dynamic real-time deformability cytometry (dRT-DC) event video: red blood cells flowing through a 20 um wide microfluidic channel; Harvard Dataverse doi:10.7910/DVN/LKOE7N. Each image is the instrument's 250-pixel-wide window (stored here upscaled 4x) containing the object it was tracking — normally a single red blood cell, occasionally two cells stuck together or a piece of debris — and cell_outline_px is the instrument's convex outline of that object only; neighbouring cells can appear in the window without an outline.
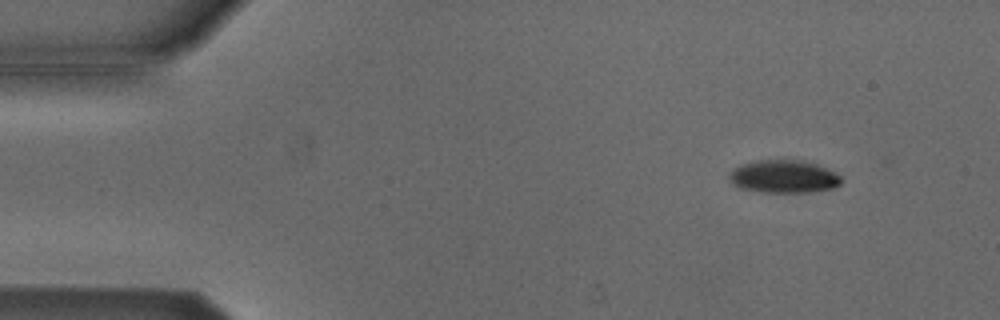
{"species": "Egyptian fruit bat (a non-hibernating species)", "species_latin": "Rousettus aegyptiacus", "temperature_condition": "cold", "stored_images_in_passage": 54, "camera_frame_rate_fps": 3000, "um_per_image_px": 0.085, "animal": {"sex": "male"}, "frame": {"image": 1, "passage_image": 6, "time_ms": 1.667, "image_size_px": [1000, 320], "cell_outline_px": [[844, 180], [840, 184], [832, 188], [808, 192], [760, 192], [740, 188], [732, 184], [728, 176], [736, 168], [744, 164], [756, 160], [800, 160], [816, 164], [840, 176]], "centroid_in_image_um": [66.61, 15.02], "position_along_channel_um": 18.4, "area_um2": 21.15}}
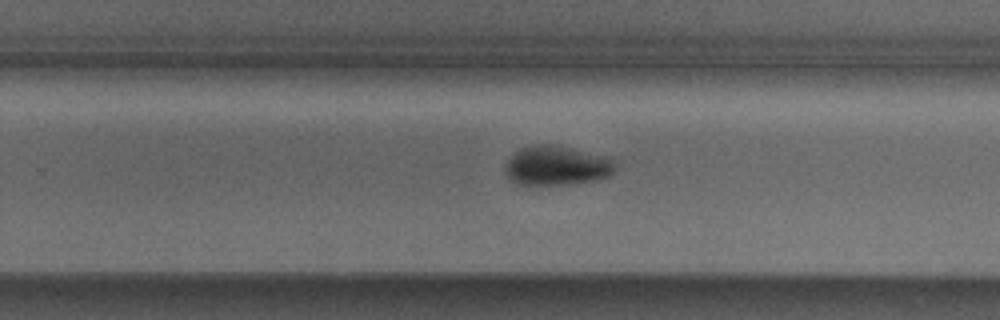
{"frame": {"image": 2, "passage_image": 34, "time_ms": 11.0, "image_size_px": [1000, 320], "cell_outline_px": [[616, 168], [608, 176], [600, 180], [576, 184], [516, 184], [508, 180], [504, 172], [504, 164], [512, 152], [520, 148], [532, 144], [556, 144], [612, 156], [616, 160]], "centroid_in_image_um": [47.33, 14.05], "position_along_channel_um": 282.5, "area_um2": 26.47}}
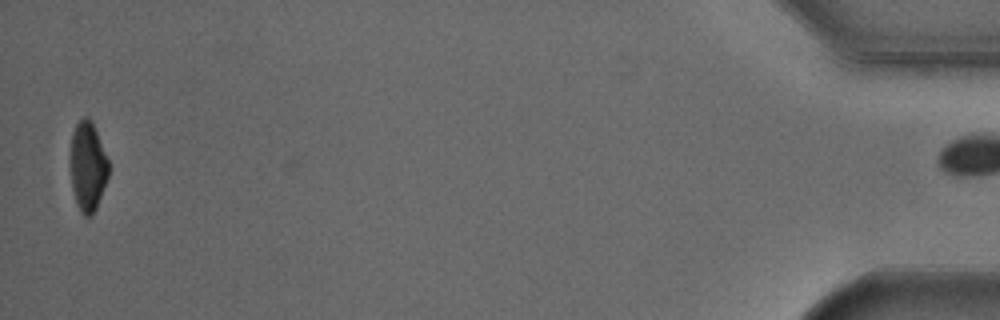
{"frame": {"image": 3, "passage_image": 53, "time_ms": 17.333, "image_size_px": [1000, 320], "cell_outline_px": [[108, 176], [96, 208], [92, 216], [84, 216], [80, 212], [72, 188], [72, 132], [76, 124], [84, 116], [88, 116], [92, 120], [108, 160]], "centroid_in_image_um": [7.48, 14.13], "position_along_channel_um": 427.7, "area_um2": 19.42}, "authors_computed_cell_mechanics": {"area_um2": 23.4668, "velocity_mm_per_s": 3.8264, "shape_relaxation_time_tau1_ms": 2.4246, "shape_relaxation_time_tau2_ms": null, "deformation_change_tau1": 0.102, "deformation_change_tau2": null}}